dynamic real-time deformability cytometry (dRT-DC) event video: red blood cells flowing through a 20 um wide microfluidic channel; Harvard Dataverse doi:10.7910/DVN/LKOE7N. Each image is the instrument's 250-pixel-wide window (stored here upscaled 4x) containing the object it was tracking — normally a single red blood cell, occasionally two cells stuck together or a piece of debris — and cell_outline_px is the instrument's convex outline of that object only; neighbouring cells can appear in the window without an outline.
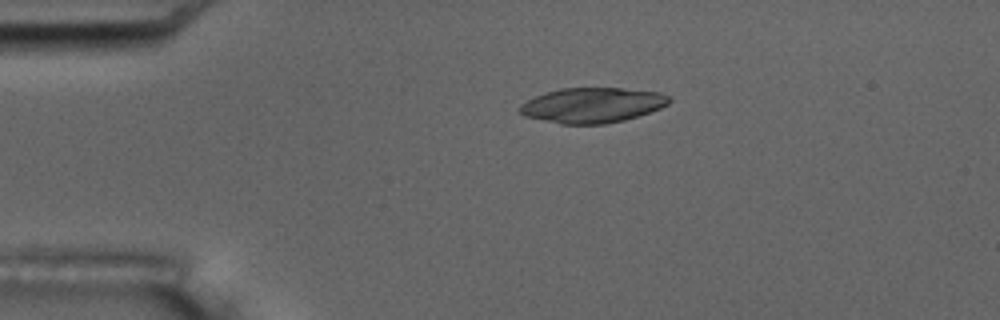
{"species": "common noctule bat (a hibernating species)", "species_latin": "Nyctalus noctula", "temperature_condition": "room temperature", "stored_images_in_passage": 3, "camera_frame_rate_fps": 3000, "um_per_image_px": 0.085, "animal": {"sex": "male", "body_mass_g": 17.5, "forearm_length_mm": 52.3}, "frame": {"image": 1, "passage_image": 2, "time_ms": 1.333, "image_size_px": [1000, 320], "cell_outline_px": [[672, 100], [668, 104], [660, 108], [624, 120], [604, 124], [560, 124], [524, 116], [520, 112], [520, 104], [544, 92], [560, 88], [620, 88], [660, 92], [672, 96]], "centroid_in_image_um": [50.36, 8.93], "position_along_channel_um": 34.6, "area_um2": 30.58}}